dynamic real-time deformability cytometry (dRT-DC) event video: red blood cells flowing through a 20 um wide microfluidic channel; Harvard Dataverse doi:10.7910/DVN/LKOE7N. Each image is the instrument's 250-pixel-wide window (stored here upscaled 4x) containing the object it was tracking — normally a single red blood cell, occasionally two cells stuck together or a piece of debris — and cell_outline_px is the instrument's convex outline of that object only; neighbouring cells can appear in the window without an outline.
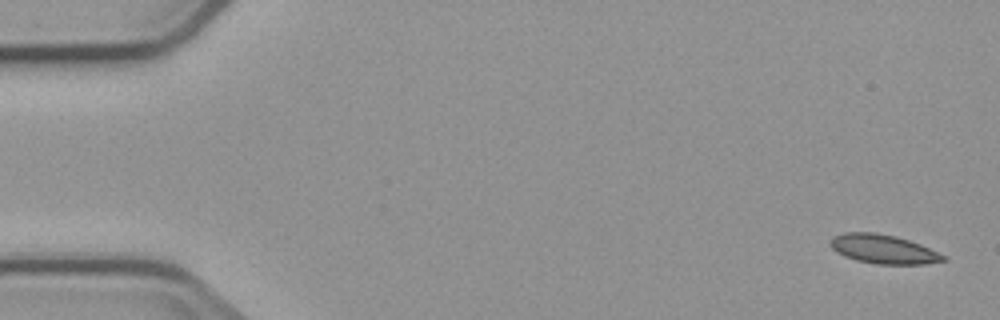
{"species": "common noctule bat (a hibernating species)", "species_latin": "Nyctalus noctula", "temperature_condition": "cold", "stored_images_in_passage": 5, "camera_frame_rate_fps": 3000, "um_per_image_px": 0.085, "animal": {"sex": "male", "body_mass_g": 23.1, "forearm_length_mm": 52.7}, "frame": {"image": 1, "passage_image": 1, "time_ms": 0.0, "image_size_px": [1000, 320], "cell_outline_px": [[948, 260], [924, 264], [876, 264], [856, 260], [844, 256], [836, 252], [828, 244], [828, 240], [832, 236], [844, 232], [876, 232], [896, 236], [920, 244], [944, 256]], "centroid_in_image_um": [75.0, 21.16], "position_along_channel_um": 10.0, "area_um2": 19.19}}